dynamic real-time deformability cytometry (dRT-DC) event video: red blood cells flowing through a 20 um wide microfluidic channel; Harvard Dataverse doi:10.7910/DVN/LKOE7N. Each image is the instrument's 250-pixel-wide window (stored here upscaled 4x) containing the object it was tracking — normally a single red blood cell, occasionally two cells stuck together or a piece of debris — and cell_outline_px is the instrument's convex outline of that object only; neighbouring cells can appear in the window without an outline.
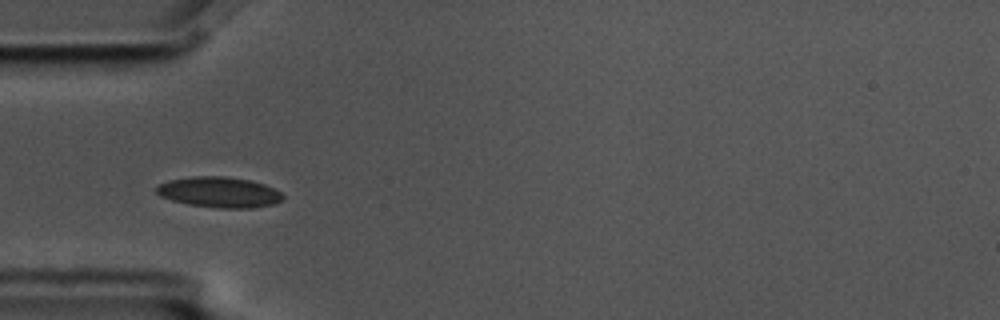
{"species": "common noctule bat (a hibernating species)", "species_latin": "Nyctalus noctula", "temperature_condition": "cold", "stored_images_in_passage": 4, "camera_frame_rate_fps": 3000, "um_per_image_px": 0.085, "animal": {"sex": "male", "body_mass_g": 17.5, "forearm_length_mm": 52.3}, "frame": {"image": 1, "passage_image": 2, "time_ms": 0.333, "image_size_px": [1000, 320], "cell_outline_px": [[284, 196], [276, 204], [252, 208], [220, 208], [188, 204], [172, 200], [160, 196], [156, 192], [156, 184], [168, 180], [192, 176], [224, 176], [252, 180], [264, 184], [280, 192]], "centroid_in_image_um": [18.61, 16.33], "position_along_channel_um": 66.4, "area_um2": 22.66}}